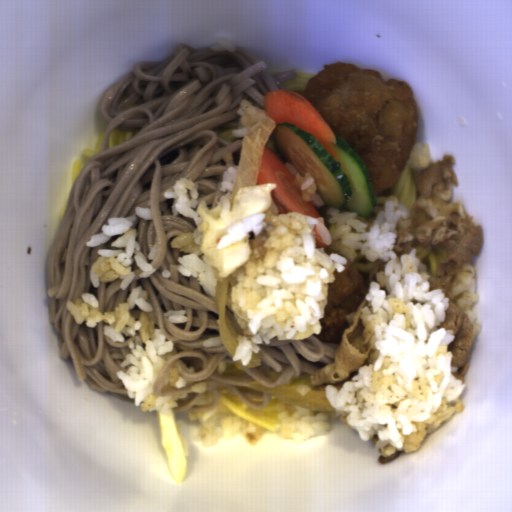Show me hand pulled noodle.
Returning a JSON list of instances; mask_svg holds the SVG:
<instances>
[{
  "label": "hand pulled noodle",
  "mask_w": 512,
  "mask_h": 512,
  "mask_svg": "<svg viewBox=\"0 0 512 512\" xmlns=\"http://www.w3.org/2000/svg\"><path fill=\"white\" fill-rule=\"evenodd\" d=\"M280 400L271 398L265 409L257 410L241 402L240 398L228 389H223L219 395V403L215 407L218 415L229 418H240L250 422L255 429L275 434L280 430L279 411L277 403Z\"/></svg>",
  "instance_id": "14784b9a"
},
{
  "label": "hand pulled noodle",
  "mask_w": 512,
  "mask_h": 512,
  "mask_svg": "<svg viewBox=\"0 0 512 512\" xmlns=\"http://www.w3.org/2000/svg\"><path fill=\"white\" fill-rule=\"evenodd\" d=\"M410 158L407 159L402 173L394 186L387 190V195H394L400 202L402 207L408 208L409 212L413 204L420 196L416 177L420 170L412 168Z\"/></svg>",
  "instance_id": "772679e5"
},
{
  "label": "hand pulled noodle",
  "mask_w": 512,
  "mask_h": 512,
  "mask_svg": "<svg viewBox=\"0 0 512 512\" xmlns=\"http://www.w3.org/2000/svg\"><path fill=\"white\" fill-rule=\"evenodd\" d=\"M413 249L415 250L420 262L425 264L430 275V282L435 278L440 262L445 260L451 252L450 248H440L434 245H430L428 248H425L418 243H415Z\"/></svg>",
  "instance_id": "2289bc40"
},
{
  "label": "hand pulled noodle",
  "mask_w": 512,
  "mask_h": 512,
  "mask_svg": "<svg viewBox=\"0 0 512 512\" xmlns=\"http://www.w3.org/2000/svg\"><path fill=\"white\" fill-rule=\"evenodd\" d=\"M106 131H103L98 138L97 145L94 150L84 149L83 155L77 161L74 162L72 167L73 183H77L79 176L93 156L100 153V148L104 140Z\"/></svg>",
  "instance_id": "bd1af8b7"
},
{
  "label": "hand pulled noodle",
  "mask_w": 512,
  "mask_h": 512,
  "mask_svg": "<svg viewBox=\"0 0 512 512\" xmlns=\"http://www.w3.org/2000/svg\"><path fill=\"white\" fill-rule=\"evenodd\" d=\"M311 376L312 375L301 373L284 387L295 388L302 396L307 395L309 391H325L327 385L313 386L310 380Z\"/></svg>",
  "instance_id": "8796e031"
},
{
  "label": "hand pulled noodle",
  "mask_w": 512,
  "mask_h": 512,
  "mask_svg": "<svg viewBox=\"0 0 512 512\" xmlns=\"http://www.w3.org/2000/svg\"><path fill=\"white\" fill-rule=\"evenodd\" d=\"M295 72L297 76L293 81L285 85L286 90L293 91L303 97L307 84L317 73Z\"/></svg>",
  "instance_id": "2babfb4a"
},
{
  "label": "hand pulled noodle",
  "mask_w": 512,
  "mask_h": 512,
  "mask_svg": "<svg viewBox=\"0 0 512 512\" xmlns=\"http://www.w3.org/2000/svg\"><path fill=\"white\" fill-rule=\"evenodd\" d=\"M137 135L136 130H113L107 138L105 149H111Z\"/></svg>",
  "instance_id": "6c469fb5"
},
{
  "label": "hand pulled noodle",
  "mask_w": 512,
  "mask_h": 512,
  "mask_svg": "<svg viewBox=\"0 0 512 512\" xmlns=\"http://www.w3.org/2000/svg\"><path fill=\"white\" fill-rule=\"evenodd\" d=\"M234 129H236V128H234ZM218 136H220L228 141H234L235 139L239 138V137H235L232 134V129L220 132Z\"/></svg>",
  "instance_id": "7befea95"
}]
</instances>
